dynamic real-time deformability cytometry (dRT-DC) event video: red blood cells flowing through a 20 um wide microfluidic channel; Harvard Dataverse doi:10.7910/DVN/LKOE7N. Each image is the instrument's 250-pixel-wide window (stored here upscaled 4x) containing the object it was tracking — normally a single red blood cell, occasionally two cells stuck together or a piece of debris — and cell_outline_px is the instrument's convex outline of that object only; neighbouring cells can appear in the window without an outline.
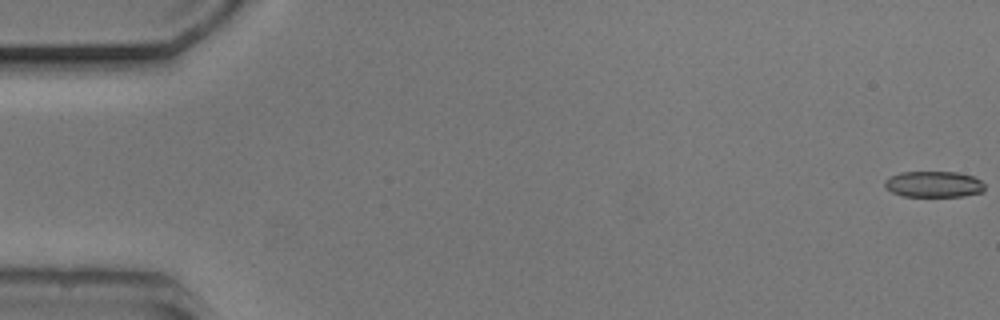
{"species": "common noctule bat (a hibernating species)", "species_latin": "Nyctalus noctula", "temperature_condition": "cold", "stored_images_in_passage": 7, "camera_frame_rate_fps": 3000, "um_per_image_px": 0.085, "animal": {"sex": "male", "body_mass_g": 20.5, "forearm_length_mm": 52.5}, "frame": {"image": 1, "passage_image": 1, "time_ms": 0.0, "image_size_px": [1000, 320], "cell_outline_px": [[984, 192], [964, 196], [900, 196], [884, 188], [884, 180], [888, 176], [900, 172], [956, 172], [972, 176], [980, 180], [984, 184]], "centroid_in_image_um": [79.32, 15.66], "position_along_channel_um": 5.7, "area_um2": 15.37}}